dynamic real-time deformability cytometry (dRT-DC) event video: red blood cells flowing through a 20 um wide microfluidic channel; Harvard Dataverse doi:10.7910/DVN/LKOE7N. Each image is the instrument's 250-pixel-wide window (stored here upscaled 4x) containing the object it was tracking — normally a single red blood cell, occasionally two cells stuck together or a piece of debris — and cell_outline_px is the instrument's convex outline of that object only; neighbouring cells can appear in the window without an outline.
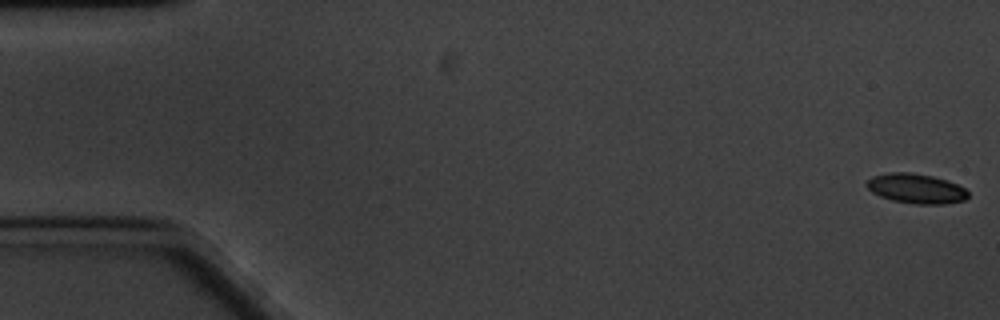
{"species": "common noctule bat (a hibernating species)", "species_latin": "Nyctalus noctula", "temperature_condition": "cold", "stored_images_in_passage": 61, "camera_frame_rate_fps": 3000, "um_per_image_px": 0.085, "animal": {"sex": "male", "body_mass_g": 20.1, "forearm_length_mm": 53.5}, "frame": {"image": 1, "passage_image": 1, "time_ms": 0.0, "image_size_px": [1000, 320], "cell_outline_px": [[968, 196], [964, 200], [944, 204], [916, 204], [892, 200], [880, 196], [872, 192], [864, 184], [872, 176], [888, 172], [912, 172], [932, 176], [948, 180], [964, 188], [968, 192]], "centroid_in_image_um": [77.85, 16.02], "position_along_channel_um": 7.2, "area_um2": 17.63}}
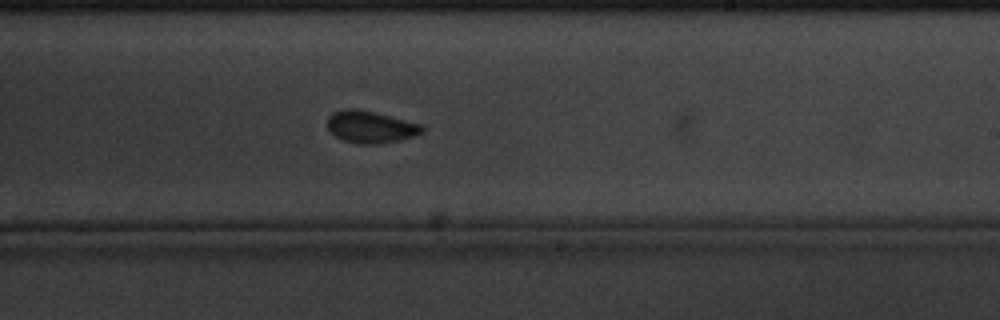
{"frame": {"image": 2, "passage_image": 36, "time_ms": 11.667, "image_size_px": [1000, 320], "cell_outline_px": [[424, 132], [416, 136], [400, 140], [380, 144], [356, 144], [344, 140], [336, 136], [328, 128], [328, 116], [332, 112], [344, 108], [352, 108], [376, 112], [424, 124]], "centroid_in_image_um": [31.55, 10.78], "position_along_channel_um": 257.5, "area_um2": 18.03}}
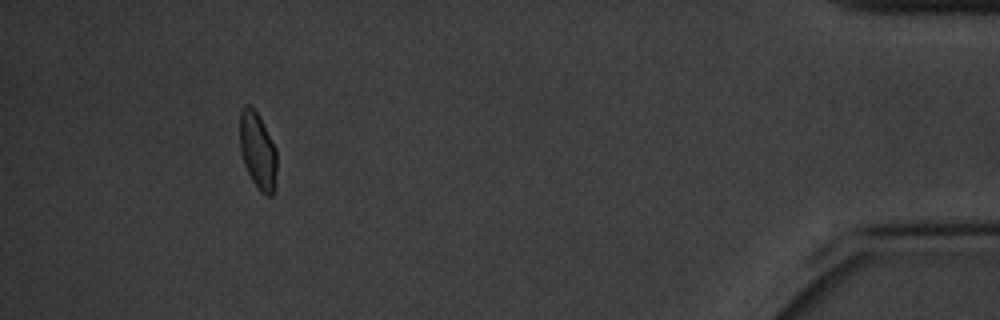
{"frame": {"image": 3, "passage_image": 56, "time_ms": 18.333, "image_size_px": [1000, 320], "cell_outline_px": [[276, 184], [272, 196], [264, 196], [260, 192], [252, 180], [244, 164], [240, 152], [240, 112], [244, 104], [252, 104], [276, 148]], "centroid_in_image_um": [21.9, 12.83], "position_along_channel_um": 413.3, "area_um2": 16.7}, "authors_computed_cell_mechanics": {"area_um2": 17.5134, "velocity_mm_per_s": 3.2955, "shape_relaxation_time_tau1_ms": null, "shape_relaxation_time_tau2_ms": 1.0368, "deformation_change_tau1": null, "deformation_change_tau2": 0.0486}}